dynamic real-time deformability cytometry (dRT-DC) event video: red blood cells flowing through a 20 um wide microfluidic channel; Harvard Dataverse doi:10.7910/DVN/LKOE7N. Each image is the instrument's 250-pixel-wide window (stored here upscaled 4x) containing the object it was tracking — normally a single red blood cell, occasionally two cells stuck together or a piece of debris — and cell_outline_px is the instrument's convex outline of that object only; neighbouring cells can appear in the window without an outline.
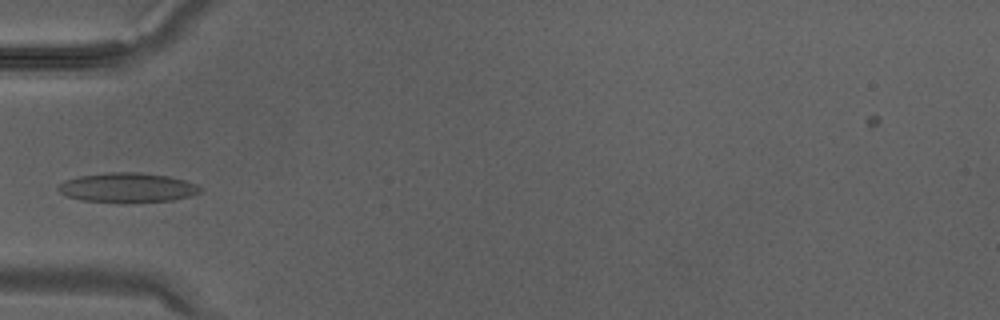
{"species": "Egyptian fruit bat (a non-hibernating species)", "species_latin": "Rousettus aegyptiacus", "temperature_condition": "warm", "stored_images_in_passage": 32, "camera_frame_rate_fps": 3000, "um_per_image_px": 0.085, "animal": {"sex": "male"}, "frame": {"image": 1, "passage_image": 10, "time_ms": 3.0, "image_size_px": [1000, 320], "cell_outline_px": [[204, 188], [200, 192], [192, 196], [172, 200], [80, 200], [68, 196], [60, 192], [56, 188], [64, 180], [80, 176], [108, 172], [140, 172], [168, 176], [184, 180], [196, 184]], "centroid_in_image_um": [10.86, 15.9], "position_along_channel_um": 74.1, "area_um2": 23.64}}